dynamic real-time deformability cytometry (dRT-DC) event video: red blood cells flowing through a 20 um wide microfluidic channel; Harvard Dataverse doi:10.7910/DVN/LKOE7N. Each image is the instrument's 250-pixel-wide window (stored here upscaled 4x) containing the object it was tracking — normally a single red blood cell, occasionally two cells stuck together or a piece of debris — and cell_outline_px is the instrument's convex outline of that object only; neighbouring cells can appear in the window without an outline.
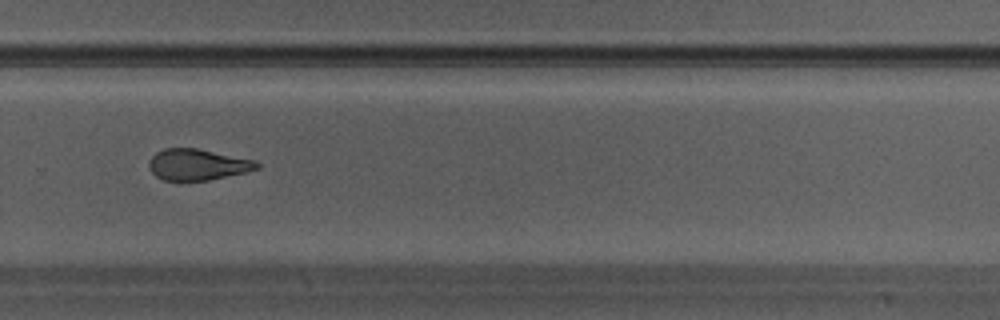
{"species": "Egyptian fruit bat (a non-hibernating species)", "species_latin": "Rousettus aegyptiacus", "temperature_condition": "warm", "stored_images_in_passage": 24, "camera_frame_rate_fps": 3000, "um_per_image_px": 0.085, "animal": {"sex": "male"}, "frame": {"image": 1, "passage_image": 14, "time_ms": 4.333, "image_size_px": [1000, 320], "cell_outline_px": [[260, 168], [248, 172], [208, 180], [164, 180], [156, 176], [148, 168], [148, 160], [156, 152], [164, 148], [196, 148], [256, 160], [260, 164]], "centroid_in_image_um": [16.8, 13.98], "position_along_channel_um": 313.0, "area_um2": 19.71}}